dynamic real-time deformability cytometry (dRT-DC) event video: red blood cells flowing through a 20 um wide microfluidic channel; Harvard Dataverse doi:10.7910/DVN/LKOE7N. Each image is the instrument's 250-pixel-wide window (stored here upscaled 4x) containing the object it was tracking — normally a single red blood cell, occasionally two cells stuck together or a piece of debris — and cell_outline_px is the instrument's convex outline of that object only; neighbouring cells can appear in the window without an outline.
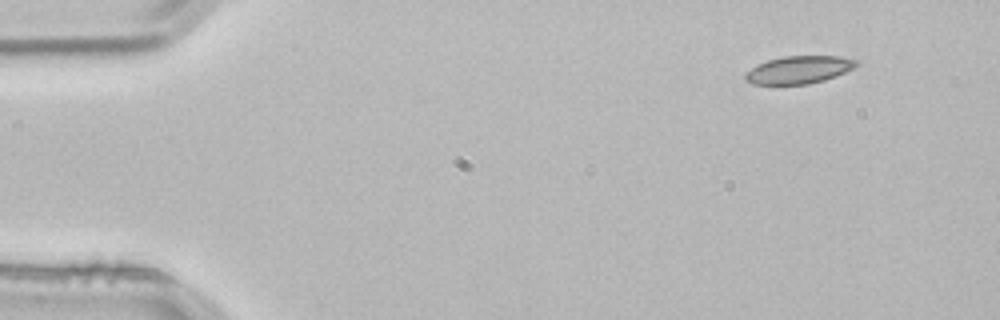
{"species": "common noctule bat (a hibernating species)", "species_latin": "Nyctalus noctula", "temperature_condition": "room temperature", "stored_images_in_passage": 4, "segment_of_instrument_passage": [2, 2], "camera_frame_rate_fps": 3000, "um_per_image_px": 0.085, "animal": {"sex": "male", "body_mass_g": 21.5, "forearm_length_mm": 52.0}, "frame": {"image": 1, "passage_image": 4, "time_ms": 1.0, "image_size_px": [1000, 320], "cell_outline_px": [[860, 64], [836, 76], [824, 80], [808, 84], [752, 84], [744, 80], [744, 72], [756, 64], [768, 60], [784, 56], [840, 56], [860, 60]], "centroid_in_image_um": [67.89, 5.92], "position_along_channel_um": 17.1, "area_um2": 18.09}}